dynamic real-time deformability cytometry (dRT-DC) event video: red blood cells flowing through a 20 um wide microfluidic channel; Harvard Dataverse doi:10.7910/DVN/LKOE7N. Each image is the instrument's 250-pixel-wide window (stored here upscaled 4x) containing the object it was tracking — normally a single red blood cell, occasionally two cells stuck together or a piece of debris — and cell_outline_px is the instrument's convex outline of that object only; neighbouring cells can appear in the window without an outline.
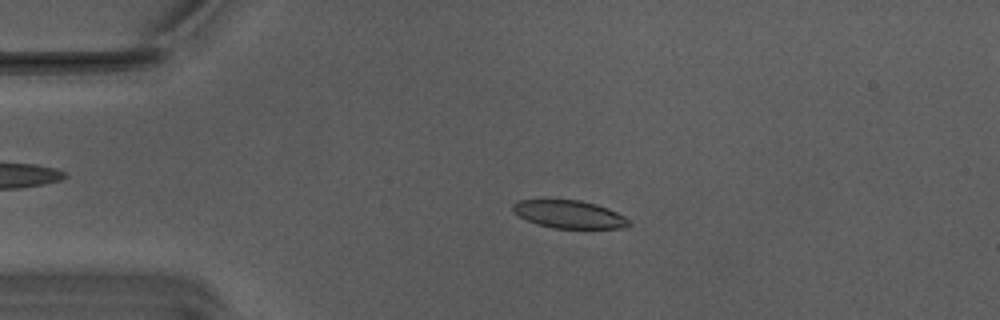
{"species": "Egyptian fruit bat (a non-hibernating species)", "species_latin": "Rousettus aegyptiacus", "temperature_condition": "warm", "stored_images_in_passage": 44, "camera_frame_rate_fps": 3000, "um_per_image_px": 0.085, "animal": {"sex": "male"}, "frame": {"image": 1, "passage_image": 1, "time_ms": 0.0, "image_size_px": [1000, 320], "cell_outline_px": [[632, 224], [624, 228], [552, 228], [536, 224], [520, 216], [512, 208], [512, 204], [516, 200], [580, 200], [596, 204], [608, 208], [632, 220]], "centroid_in_image_um": [48.43, 18.22], "position_along_channel_um": 36.6, "area_um2": 18.84}}
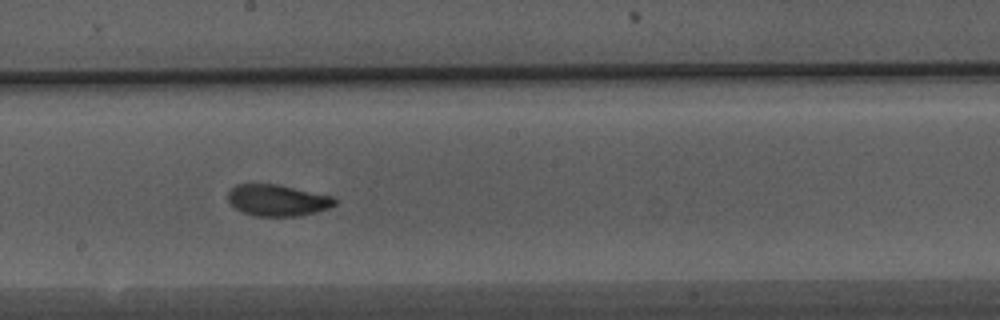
{"frame": {"image": 2, "passage_image": 19, "time_ms": 6.0, "image_size_px": [1000, 320], "cell_outline_px": [[336, 204], [328, 208], [300, 216], [256, 216], [244, 212], [236, 208], [228, 200], [228, 192], [236, 184], [276, 184], [332, 196], [336, 200]], "centroid_in_image_um": [23.58, 17.02], "position_along_channel_um": 224.6, "area_um2": 19.31}}
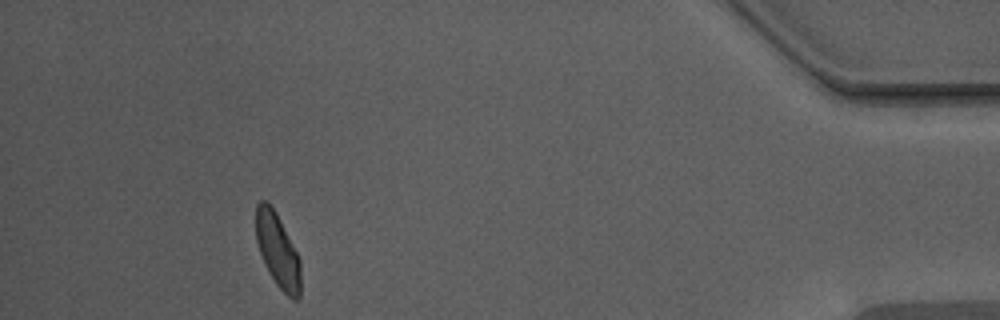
{"frame": {"image": 3, "passage_image": 39, "time_ms": 12.667, "image_size_px": [1000, 320], "cell_outline_px": [[300, 296], [296, 300], [292, 300], [276, 284], [268, 272], [260, 252], [256, 240], [256, 204], [260, 200], [264, 200], [276, 212], [300, 260]], "centroid_in_image_um": [23.59, 21.31], "position_along_channel_um": 411.6, "area_um2": 18.96}, "authors_computed_cell_mechanics": {"area_um2": 19.7676, "velocity_mm_per_s": 3.7578, "shape_relaxation_time_tau1_ms": 3.6565, "shape_relaxation_time_tau2_ms": 1.4793, "deformation_change_tau1": 0.1303, "deformation_change_tau2": 0.0696}}